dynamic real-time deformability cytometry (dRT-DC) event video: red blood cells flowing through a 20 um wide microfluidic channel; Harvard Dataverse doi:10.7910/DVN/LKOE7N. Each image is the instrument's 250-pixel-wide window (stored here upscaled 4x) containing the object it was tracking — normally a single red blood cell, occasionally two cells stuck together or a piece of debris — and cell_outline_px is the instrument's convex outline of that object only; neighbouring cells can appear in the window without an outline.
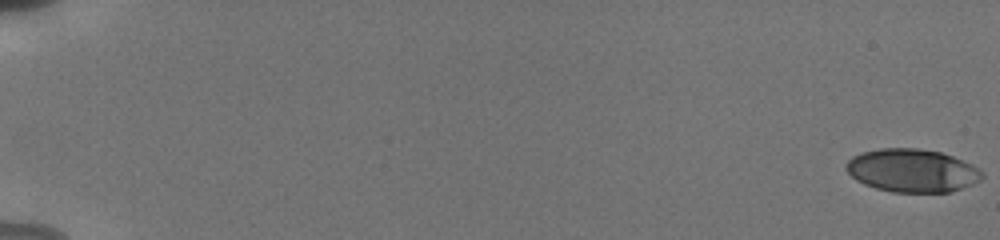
{"species": "human", "species_latin": "Homo sapiens", "temperature_condition": "cold", "stored_images_in_passage": 56, "camera_frame_rate_fps": 3000, "um_per_image_px": 0.085, "donor": {"sex": "male"}, "frame": {"image": 1, "passage_image": 1, "time_ms": 0.0, "image_size_px": [1000, 240], "cell_outline_px": [[984, 176], [980, 180], [972, 184], [948, 192], [892, 192], [876, 188], [864, 184], [856, 180], [844, 168], [844, 164], [852, 156], [864, 152], [880, 148], [916, 148], [940, 152], [952, 156], [972, 164], [980, 168], [984, 172]], "centroid_in_image_um": [77.53, 14.49], "position_along_channel_um": 7.5, "area_um2": 34.22}}
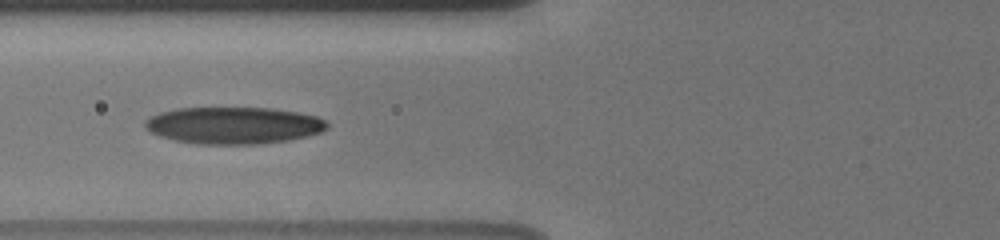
{"frame": {"image": 2, "passage_image": 25, "time_ms": 8.0, "image_size_px": [1000, 240], "cell_outline_px": [[328, 128], [320, 132], [308, 136], [288, 140], [260, 144], [196, 144], [172, 140], [160, 136], [144, 128], [144, 120], [148, 116], [160, 112], [176, 108], [268, 108], [296, 112], [316, 116], [324, 120], [328, 124]], "centroid_in_image_um": [19.8, 10.66], "position_along_channel_um": 106.0, "area_um2": 39.36}}
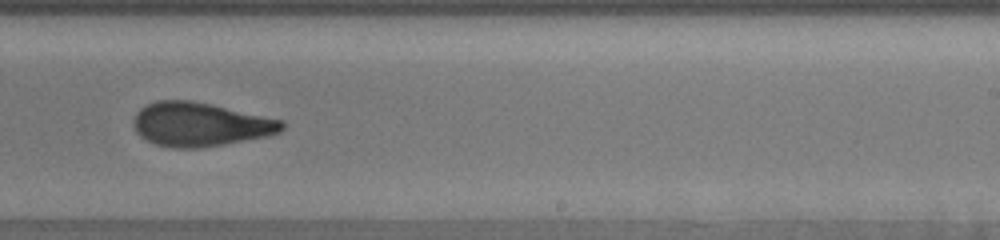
{"frame": {"image": 3, "passage_image": 38, "time_ms": 12.333, "image_size_px": [1000, 240], "cell_outline_px": [[284, 128], [280, 132], [272, 136], [200, 148], [172, 148], [156, 144], [144, 140], [136, 132], [132, 124], [132, 120], [136, 112], [140, 108], [156, 100], [192, 100], [212, 104], [284, 120]], "centroid_in_image_um": [17.01, 10.57], "position_along_channel_um": 272.0, "area_um2": 38.49}, "authors_computed_cell_mechanics": {"area_um2": 36.4429, "velocity_mm_per_s": 3.8312, "shape_relaxation_time_tau1_ms": 5.3147, "shape_relaxation_time_tau2_ms": 2.3438, "deformation_change_tau1": 0.193, "deformation_change_tau2": 0.0879}}